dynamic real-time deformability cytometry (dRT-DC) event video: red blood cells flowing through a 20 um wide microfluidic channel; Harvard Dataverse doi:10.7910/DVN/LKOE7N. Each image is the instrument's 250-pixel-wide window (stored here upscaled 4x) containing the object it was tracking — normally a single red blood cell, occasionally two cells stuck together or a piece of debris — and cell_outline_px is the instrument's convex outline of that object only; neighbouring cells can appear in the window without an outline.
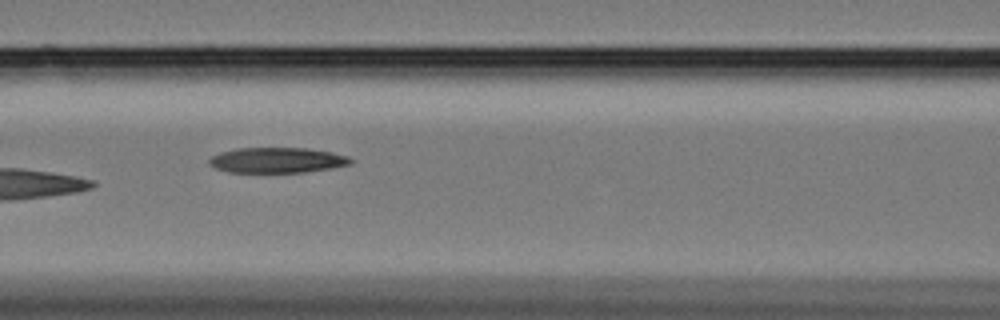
{"species": "Egyptian fruit bat (a non-hibernating species)", "species_latin": "Rousettus aegyptiacus", "temperature_condition": "cold", "stored_images_in_passage": 30, "camera_frame_rate_fps": 3000, "um_per_image_px": 0.085, "animal": {"sex": "female"}, "frame": {"image": 1, "passage_image": 9, "time_ms": 2.667, "image_size_px": [1000, 320], "cell_outline_px": [[356, 160], [352, 164], [332, 168], [304, 172], [228, 172], [216, 168], [208, 164], [208, 160], [212, 156], [220, 152], [236, 148], [308, 148], [332, 152], [348, 156]], "centroid_in_image_um": [23.59, 13.61], "position_along_channel_um": 143.0, "area_um2": 21.1}, "authors_computed_cell_mechanics": {"area_um2": 20.3456, "velocity_mm_per_s": 3.3915, "shape_relaxation_time_tau1_ms": null, "shape_relaxation_time_tau2_ms": 1.4203, "deformation_change_tau1": null, "deformation_change_tau2": 0.109}}